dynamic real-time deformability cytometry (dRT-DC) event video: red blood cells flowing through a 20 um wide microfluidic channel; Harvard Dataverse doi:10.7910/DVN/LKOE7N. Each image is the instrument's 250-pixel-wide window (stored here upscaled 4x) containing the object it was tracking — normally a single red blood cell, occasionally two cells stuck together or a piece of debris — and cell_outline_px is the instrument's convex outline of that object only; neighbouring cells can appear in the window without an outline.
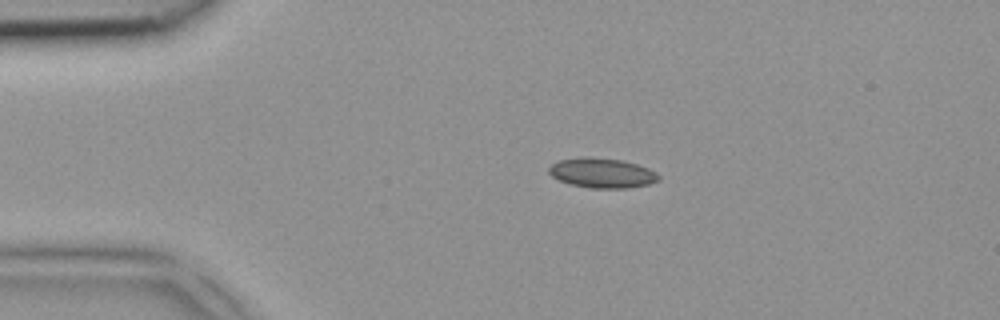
{"species": "common noctule bat (a hibernating species)", "species_latin": "Nyctalus noctula", "temperature_condition": "room temperature", "stored_images_in_passage": 4, "camera_frame_rate_fps": 3000, "um_per_image_px": 0.085, "animal": {"sex": "female", "body_mass_g": 18.4}, "frame": {"image": 1, "passage_image": 3, "time_ms": 0.667, "image_size_px": [1000, 320], "cell_outline_px": [[660, 180], [648, 184], [628, 188], [592, 188], [572, 184], [560, 180], [552, 176], [548, 172], [548, 168], [552, 164], [560, 160], [588, 156], [620, 160], [636, 164], [648, 168], [656, 172], [660, 176]], "centroid_in_image_um": [51.19, 14.7], "position_along_channel_um": 33.8, "area_um2": 18.9}}